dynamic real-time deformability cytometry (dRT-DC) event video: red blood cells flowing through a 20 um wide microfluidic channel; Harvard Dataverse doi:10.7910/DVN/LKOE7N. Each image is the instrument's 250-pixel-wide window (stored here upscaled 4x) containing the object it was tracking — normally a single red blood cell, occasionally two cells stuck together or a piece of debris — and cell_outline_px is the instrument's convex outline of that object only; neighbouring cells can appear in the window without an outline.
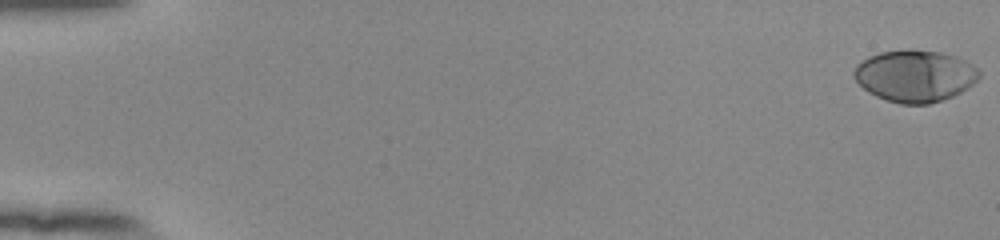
{"species": "human", "species_latin": "Homo sapiens", "temperature_condition": "room temperature", "stored_images_in_passage": 56, "camera_frame_rate_fps": 3000, "um_per_image_px": 0.085, "donor": {"sex": "female"}, "frame": {"image": 1, "passage_image": 1, "time_ms": 0.0, "image_size_px": [1000, 240], "cell_outline_px": [[980, 76], [968, 88], [952, 96], [928, 104], [900, 104], [876, 96], [868, 92], [852, 76], [852, 72], [856, 64], [868, 56], [880, 52], [908, 48], [940, 52], [956, 56], [972, 64], [980, 72]], "centroid_in_image_um": [77.74, 6.43], "position_along_channel_um": 7.3, "area_um2": 37.97}}
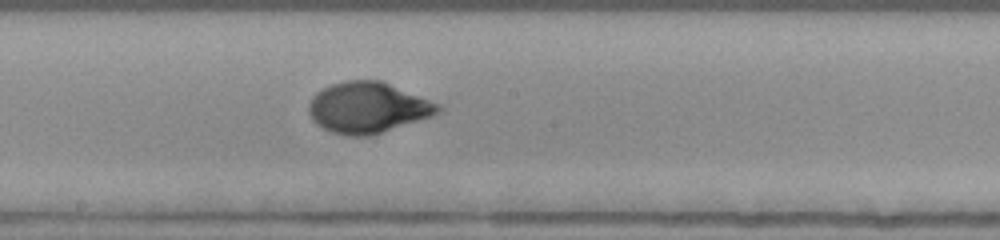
{"frame": {"image": 2, "passage_image": 32, "time_ms": 10.333, "image_size_px": [1000, 240], "cell_outline_px": [[444, 108], [440, 112], [432, 116], [368, 136], [348, 136], [332, 132], [316, 124], [312, 120], [308, 112], [308, 104], [312, 96], [316, 92], [332, 84], [344, 80], [380, 80], [440, 104]], "centroid_in_image_um": [31.24, 9.14], "position_along_channel_um": 217.0, "area_um2": 38.21}}
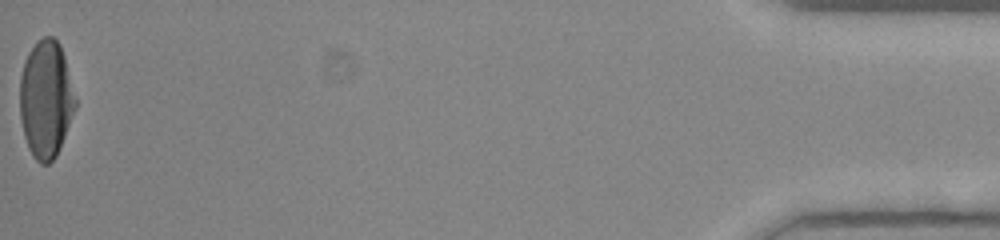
{"frame": {"image": 3, "passage_image": 56, "time_ms": 18.333, "image_size_px": [1000, 240], "cell_outline_px": [[76, 108], [60, 148], [56, 156], [48, 164], [40, 164], [32, 156], [28, 148], [24, 136], [20, 120], [20, 76], [24, 60], [28, 52], [44, 36], [52, 36], [60, 44], [64, 56], [76, 100]], "centroid_in_image_um": [3.89, 8.46], "position_along_channel_um": 431.3, "area_um2": 38.09}, "authors_computed_cell_mechanics": {"area_um2": 37.1654, "velocity_mm_per_s": 3.8141, "shape_relaxation_time_tau1_ms": 4.6867, "shape_relaxation_time_tau2_ms": null, "deformation_change_tau1": 0.2382, "deformation_change_tau2": null}}